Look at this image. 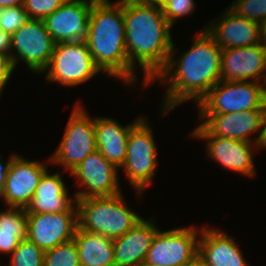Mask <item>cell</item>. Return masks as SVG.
Returning a JSON list of instances; mask_svg holds the SVG:
<instances>
[{
	"instance_id": "obj_23",
	"label": "cell",
	"mask_w": 266,
	"mask_h": 266,
	"mask_svg": "<svg viewBox=\"0 0 266 266\" xmlns=\"http://www.w3.org/2000/svg\"><path fill=\"white\" fill-rule=\"evenodd\" d=\"M73 240L77 245L80 266H114L112 239L77 227Z\"/></svg>"
},
{
	"instance_id": "obj_17",
	"label": "cell",
	"mask_w": 266,
	"mask_h": 266,
	"mask_svg": "<svg viewBox=\"0 0 266 266\" xmlns=\"http://www.w3.org/2000/svg\"><path fill=\"white\" fill-rule=\"evenodd\" d=\"M221 80L266 83V43L222 49Z\"/></svg>"
},
{
	"instance_id": "obj_13",
	"label": "cell",
	"mask_w": 266,
	"mask_h": 266,
	"mask_svg": "<svg viewBox=\"0 0 266 266\" xmlns=\"http://www.w3.org/2000/svg\"><path fill=\"white\" fill-rule=\"evenodd\" d=\"M265 119L266 110L198 115V120H202L200 124L213 136L252 142L259 146L264 137ZM253 134H257L254 139Z\"/></svg>"
},
{
	"instance_id": "obj_14",
	"label": "cell",
	"mask_w": 266,
	"mask_h": 266,
	"mask_svg": "<svg viewBox=\"0 0 266 266\" xmlns=\"http://www.w3.org/2000/svg\"><path fill=\"white\" fill-rule=\"evenodd\" d=\"M96 0H66L43 19L55 44L88 41L89 15Z\"/></svg>"
},
{
	"instance_id": "obj_9",
	"label": "cell",
	"mask_w": 266,
	"mask_h": 266,
	"mask_svg": "<svg viewBox=\"0 0 266 266\" xmlns=\"http://www.w3.org/2000/svg\"><path fill=\"white\" fill-rule=\"evenodd\" d=\"M10 58L16 68L24 61L27 68L39 75L48 67L55 42L41 19L27 20L11 36Z\"/></svg>"
},
{
	"instance_id": "obj_34",
	"label": "cell",
	"mask_w": 266,
	"mask_h": 266,
	"mask_svg": "<svg viewBox=\"0 0 266 266\" xmlns=\"http://www.w3.org/2000/svg\"><path fill=\"white\" fill-rule=\"evenodd\" d=\"M11 37L0 29V52L9 54Z\"/></svg>"
},
{
	"instance_id": "obj_29",
	"label": "cell",
	"mask_w": 266,
	"mask_h": 266,
	"mask_svg": "<svg viewBox=\"0 0 266 266\" xmlns=\"http://www.w3.org/2000/svg\"><path fill=\"white\" fill-rule=\"evenodd\" d=\"M195 0H164L161 9L169 25L173 27L180 17H186L196 10Z\"/></svg>"
},
{
	"instance_id": "obj_36",
	"label": "cell",
	"mask_w": 266,
	"mask_h": 266,
	"mask_svg": "<svg viewBox=\"0 0 266 266\" xmlns=\"http://www.w3.org/2000/svg\"><path fill=\"white\" fill-rule=\"evenodd\" d=\"M136 1L142 4L161 6L164 0H136Z\"/></svg>"
},
{
	"instance_id": "obj_24",
	"label": "cell",
	"mask_w": 266,
	"mask_h": 266,
	"mask_svg": "<svg viewBox=\"0 0 266 266\" xmlns=\"http://www.w3.org/2000/svg\"><path fill=\"white\" fill-rule=\"evenodd\" d=\"M22 208L6 206L0 211V234L16 236L20 241L27 238V216Z\"/></svg>"
},
{
	"instance_id": "obj_2",
	"label": "cell",
	"mask_w": 266,
	"mask_h": 266,
	"mask_svg": "<svg viewBox=\"0 0 266 266\" xmlns=\"http://www.w3.org/2000/svg\"><path fill=\"white\" fill-rule=\"evenodd\" d=\"M123 15L126 51L130 63V86H134L139 80L136 66L144 73L142 86H149L168 62L174 41L172 27L158 5L123 0Z\"/></svg>"
},
{
	"instance_id": "obj_12",
	"label": "cell",
	"mask_w": 266,
	"mask_h": 266,
	"mask_svg": "<svg viewBox=\"0 0 266 266\" xmlns=\"http://www.w3.org/2000/svg\"><path fill=\"white\" fill-rule=\"evenodd\" d=\"M118 171L119 168L98 150L89 154L69 173L76 179V183L83 187L73 193L75 198L109 197L122 193Z\"/></svg>"
},
{
	"instance_id": "obj_7",
	"label": "cell",
	"mask_w": 266,
	"mask_h": 266,
	"mask_svg": "<svg viewBox=\"0 0 266 266\" xmlns=\"http://www.w3.org/2000/svg\"><path fill=\"white\" fill-rule=\"evenodd\" d=\"M197 106L198 114L266 110L265 83L220 80Z\"/></svg>"
},
{
	"instance_id": "obj_15",
	"label": "cell",
	"mask_w": 266,
	"mask_h": 266,
	"mask_svg": "<svg viewBox=\"0 0 266 266\" xmlns=\"http://www.w3.org/2000/svg\"><path fill=\"white\" fill-rule=\"evenodd\" d=\"M46 162L29 160L19 155L13 157L3 187V202L8 207L26 209L31 202L43 174Z\"/></svg>"
},
{
	"instance_id": "obj_4",
	"label": "cell",
	"mask_w": 266,
	"mask_h": 266,
	"mask_svg": "<svg viewBox=\"0 0 266 266\" xmlns=\"http://www.w3.org/2000/svg\"><path fill=\"white\" fill-rule=\"evenodd\" d=\"M122 193L109 197L76 199L78 227L110 239L123 236L143 217L131 210Z\"/></svg>"
},
{
	"instance_id": "obj_5",
	"label": "cell",
	"mask_w": 266,
	"mask_h": 266,
	"mask_svg": "<svg viewBox=\"0 0 266 266\" xmlns=\"http://www.w3.org/2000/svg\"><path fill=\"white\" fill-rule=\"evenodd\" d=\"M82 107L75 103L71 110L62 140L52 156L48 157L49 164L63 166L69 173L73 171L89 154L97 150L95 138V120Z\"/></svg>"
},
{
	"instance_id": "obj_16",
	"label": "cell",
	"mask_w": 266,
	"mask_h": 266,
	"mask_svg": "<svg viewBox=\"0 0 266 266\" xmlns=\"http://www.w3.org/2000/svg\"><path fill=\"white\" fill-rule=\"evenodd\" d=\"M27 238L44 252L74 239L78 212L26 214Z\"/></svg>"
},
{
	"instance_id": "obj_32",
	"label": "cell",
	"mask_w": 266,
	"mask_h": 266,
	"mask_svg": "<svg viewBox=\"0 0 266 266\" xmlns=\"http://www.w3.org/2000/svg\"><path fill=\"white\" fill-rule=\"evenodd\" d=\"M19 243L20 240L16 236L0 234V253L10 255Z\"/></svg>"
},
{
	"instance_id": "obj_33",
	"label": "cell",
	"mask_w": 266,
	"mask_h": 266,
	"mask_svg": "<svg viewBox=\"0 0 266 266\" xmlns=\"http://www.w3.org/2000/svg\"><path fill=\"white\" fill-rule=\"evenodd\" d=\"M16 154L11 156L4 162L3 156L0 154V199L3 201V187L5 186L6 176L9 169V165Z\"/></svg>"
},
{
	"instance_id": "obj_10",
	"label": "cell",
	"mask_w": 266,
	"mask_h": 266,
	"mask_svg": "<svg viewBox=\"0 0 266 266\" xmlns=\"http://www.w3.org/2000/svg\"><path fill=\"white\" fill-rule=\"evenodd\" d=\"M201 227H180L158 231L154 235L144 264L186 266L198 257Z\"/></svg>"
},
{
	"instance_id": "obj_21",
	"label": "cell",
	"mask_w": 266,
	"mask_h": 266,
	"mask_svg": "<svg viewBox=\"0 0 266 266\" xmlns=\"http://www.w3.org/2000/svg\"><path fill=\"white\" fill-rule=\"evenodd\" d=\"M153 217L142 219L123 236L113 239L114 266L144 264L154 235L158 231Z\"/></svg>"
},
{
	"instance_id": "obj_28",
	"label": "cell",
	"mask_w": 266,
	"mask_h": 266,
	"mask_svg": "<svg viewBox=\"0 0 266 266\" xmlns=\"http://www.w3.org/2000/svg\"><path fill=\"white\" fill-rule=\"evenodd\" d=\"M27 20L29 17L23 6L6 7L0 14V29L11 36Z\"/></svg>"
},
{
	"instance_id": "obj_35",
	"label": "cell",
	"mask_w": 266,
	"mask_h": 266,
	"mask_svg": "<svg viewBox=\"0 0 266 266\" xmlns=\"http://www.w3.org/2000/svg\"><path fill=\"white\" fill-rule=\"evenodd\" d=\"M24 0H0V7L23 6Z\"/></svg>"
},
{
	"instance_id": "obj_20",
	"label": "cell",
	"mask_w": 266,
	"mask_h": 266,
	"mask_svg": "<svg viewBox=\"0 0 266 266\" xmlns=\"http://www.w3.org/2000/svg\"><path fill=\"white\" fill-rule=\"evenodd\" d=\"M61 172L50 174L48 170L40 179L31 202L26 207L27 214L78 212L76 198L69 195Z\"/></svg>"
},
{
	"instance_id": "obj_39",
	"label": "cell",
	"mask_w": 266,
	"mask_h": 266,
	"mask_svg": "<svg viewBox=\"0 0 266 266\" xmlns=\"http://www.w3.org/2000/svg\"><path fill=\"white\" fill-rule=\"evenodd\" d=\"M266 148V119H265V128H264V137L260 146V149Z\"/></svg>"
},
{
	"instance_id": "obj_30",
	"label": "cell",
	"mask_w": 266,
	"mask_h": 266,
	"mask_svg": "<svg viewBox=\"0 0 266 266\" xmlns=\"http://www.w3.org/2000/svg\"><path fill=\"white\" fill-rule=\"evenodd\" d=\"M66 0H24L23 7L29 19H41L52 14Z\"/></svg>"
},
{
	"instance_id": "obj_27",
	"label": "cell",
	"mask_w": 266,
	"mask_h": 266,
	"mask_svg": "<svg viewBox=\"0 0 266 266\" xmlns=\"http://www.w3.org/2000/svg\"><path fill=\"white\" fill-rule=\"evenodd\" d=\"M231 4L228 7L242 18L261 25L266 21V0H234Z\"/></svg>"
},
{
	"instance_id": "obj_18",
	"label": "cell",
	"mask_w": 266,
	"mask_h": 266,
	"mask_svg": "<svg viewBox=\"0 0 266 266\" xmlns=\"http://www.w3.org/2000/svg\"><path fill=\"white\" fill-rule=\"evenodd\" d=\"M204 27L221 49L246 47L262 42L261 24L238 16L229 7L219 19H211Z\"/></svg>"
},
{
	"instance_id": "obj_11",
	"label": "cell",
	"mask_w": 266,
	"mask_h": 266,
	"mask_svg": "<svg viewBox=\"0 0 266 266\" xmlns=\"http://www.w3.org/2000/svg\"><path fill=\"white\" fill-rule=\"evenodd\" d=\"M190 134L191 138L206 141L207 157L224 169L237 172L246 178L256 175L253 157L260 149L258 144L213 136L202 124L195 126Z\"/></svg>"
},
{
	"instance_id": "obj_38",
	"label": "cell",
	"mask_w": 266,
	"mask_h": 266,
	"mask_svg": "<svg viewBox=\"0 0 266 266\" xmlns=\"http://www.w3.org/2000/svg\"><path fill=\"white\" fill-rule=\"evenodd\" d=\"M262 41L266 43V21L261 25Z\"/></svg>"
},
{
	"instance_id": "obj_8",
	"label": "cell",
	"mask_w": 266,
	"mask_h": 266,
	"mask_svg": "<svg viewBox=\"0 0 266 266\" xmlns=\"http://www.w3.org/2000/svg\"><path fill=\"white\" fill-rule=\"evenodd\" d=\"M45 72L46 82L64 87H75L98 75L101 70L84 42H61L54 46L52 57Z\"/></svg>"
},
{
	"instance_id": "obj_1",
	"label": "cell",
	"mask_w": 266,
	"mask_h": 266,
	"mask_svg": "<svg viewBox=\"0 0 266 266\" xmlns=\"http://www.w3.org/2000/svg\"><path fill=\"white\" fill-rule=\"evenodd\" d=\"M199 30L192 46L183 51L176 60L178 48L172 44L165 68L152 81L167 84V91L161 102V111L166 115L186 101L195 105L221 80V47L206 31Z\"/></svg>"
},
{
	"instance_id": "obj_31",
	"label": "cell",
	"mask_w": 266,
	"mask_h": 266,
	"mask_svg": "<svg viewBox=\"0 0 266 266\" xmlns=\"http://www.w3.org/2000/svg\"><path fill=\"white\" fill-rule=\"evenodd\" d=\"M14 70L15 67L10 55L0 52V97Z\"/></svg>"
},
{
	"instance_id": "obj_3",
	"label": "cell",
	"mask_w": 266,
	"mask_h": 266,
	"mask_svg": "<svg viewBox=\"0 0 266 266\" xmlns=\"http://www.w3.org/2000/svg\"><path fill=\"white\" fill-rule=\"evenodd\" d=\"M86 44L101 73L130 86L123 0H96L93 3Z\"/></svg>"
},
{
	"instance_id": "obj_6",
	"label": "cell",
	"mask_w": 266,
	"mask_h": 266,
	"mask_svg": "<svg viewBox=\"0 0 266 266\" xmlns=\"http://www.w3.org/2000/svg\"><path fill=\"white\" fill-rule=\"evenodd\" d=\"M146 117L131 128L123 168L129 183L140 197L155 178L158 165L157 145ZM145 190V191H144Z\"/></svg>"
},
{
	"instance_id": "obj_22",
	"label": "cell",
	"mask_w": 266,
	"mask_h": 266,
	"mask_svg": "<svg viewBox=\"0 0 266 266\" xmlns=\"http://www.w3.org/2000/svg\"><path fill=\"white\" fill-rule=\"evenodd\" d=\"M142 117L128 125L119 124L116 119L110 117H96L95 138L97 150L117 168H121L126 159L127 142L131 128Z\"/></svg>"
},
{
	"instance_id": "obj_19",
	"label": "cell",
	"mask_w": 266,
	"mask_h": 266,
	"mask_svg": "<svg viewBox=\"0 0 266 266\" xmlns=\"http://www.w3.org/2000/svg\"><path fill=\"white\" fill-rule=\"evenodd\" d=\"M220 229L201 226L198 258L206 266H249L235 238Z\"/></svg>"
},
{
	"instance_id": "obj_37",
	"label": "cell",
	"mask_w": 266,
	"mask_h": 266,
	"mask_svg": "<svg viewBox=\"0 0 266 266\" xmlns=\"http://www.w3.org/2000/svg\"><path fill=\"white\" fill-rule=\"evenodd\" d=\"M186 266H206L198 257Z\"/></svg>"
},
{
	"instance_id": "obj_40",
	"label": "cell",
	"mask_w": 266,
	"mask_h": 266,
	"mask_svg": "<svg viewBox=\"0 0 266 266\" xmlns=\"http://www.w3.org/2000/svg\"><path fill=\"white\" fill-rule=\"evenodd\" d=\"M138 266H154V265L140 264Z\"/></svg>"
},
{
	"instance_id": "obj_26",
	"label": "cell",
	"mask_w": 266,
	"mask_h": 266,
	"mask_svg": "<svg viewBox=\"0 0 266 266\" xmlns=\"http://www.w3.org/2000/svg\"><path fill=\"white\" fill-rule=\"evenodd\" d=\"M44 266H80L74 240L45 251Z\"/></svg>"
},
{
	"instance_id": "obj_25",
	"label": "cell",
	"mask_w": 266,
	"mask_h": 266,
	"mask_svg": "<svg viewBox=\"0 0 266 266\" xmlns=\"http://www.w3.org/2000/svg\"><path fill=\"white\" fill-rule=\"evenodd\" d=\"M10 255L8 266H44V251L28 238L22 239Z\"/></svg>"
}]
</instances>
